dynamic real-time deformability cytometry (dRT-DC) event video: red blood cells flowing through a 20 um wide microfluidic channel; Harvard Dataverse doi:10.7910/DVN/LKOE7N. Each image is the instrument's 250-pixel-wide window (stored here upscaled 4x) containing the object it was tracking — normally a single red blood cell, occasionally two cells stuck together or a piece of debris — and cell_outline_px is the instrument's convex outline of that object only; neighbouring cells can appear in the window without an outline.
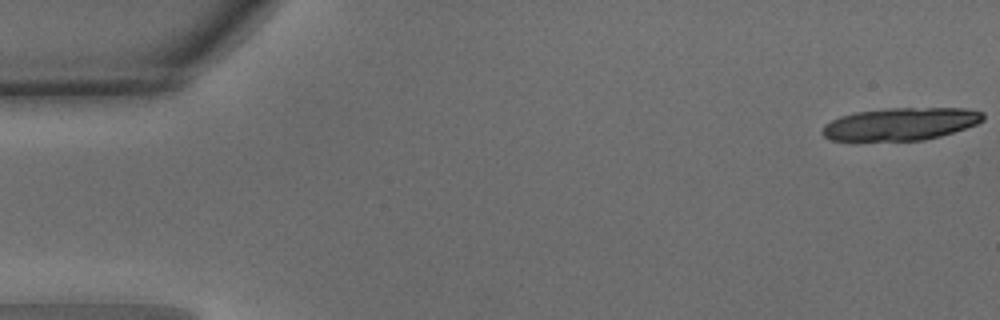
{"species": "common noctule bat (a hibernating species)", "species_latin": "Nyctalus noctula", "temperature_condition": "warm", "stored_images_in_passage": 17, "camera_frame_rate_fps": 3000, "um_per_image_px": 0.085, "animal": {"sex": "male", "body_mass_g": 15.6}, "frame": {"image": 1, "passage_image": 1, "time_ms": 0.0, "image_size_px": [1000, 320], "cell_outline_px": [[984, 120], [976, 124], [940, 136], [924, 140], [832, 140], [824, 136], [820, 132], [824, 124], [840, 116], [856, 112], [888, 108], [964, 108], [984, 112]], "centroid_in_image_um": [76.55, 10.53], "position_along_channel_um": 8.5, "area_um2": 30.35}}